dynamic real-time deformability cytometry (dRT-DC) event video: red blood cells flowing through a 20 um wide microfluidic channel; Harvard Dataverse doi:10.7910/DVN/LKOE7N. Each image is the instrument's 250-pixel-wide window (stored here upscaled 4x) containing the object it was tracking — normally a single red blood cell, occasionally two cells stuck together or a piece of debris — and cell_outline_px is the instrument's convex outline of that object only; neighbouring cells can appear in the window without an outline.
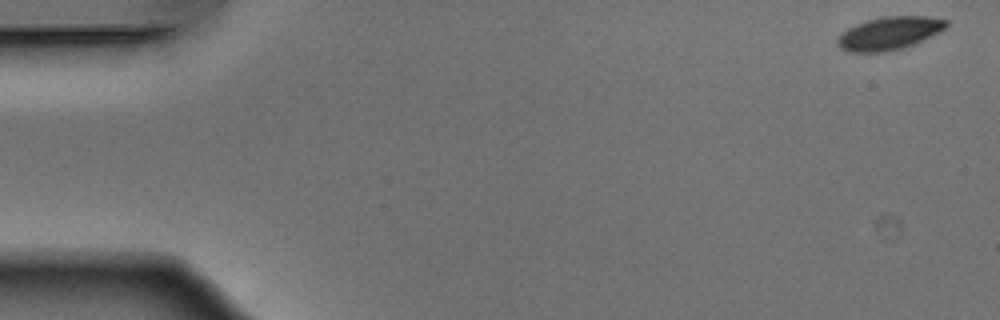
{"species": "Egyptian fruit bat (a non-hibernating species)", "species_latin": "Rousettus aegyptiacus", "temperature_condition": "warm", "stored_images_in_passage": 52, "camera_frame_rate_fps": 3000, "um_per_image_px": 0.085, "animal": {"sex": "male"}, "frame": {"image": 1, "passage_image": 1, "time_ms": 0.0, "image_size_px": [1000, 320], "cell_outline_px": [[948, 24], [944, 28], [912, 44], [900, 48], [884, 52], [848, 52], [840, 48], [836, 44], [836, 40], [848, 28], [856, 24], [868, 20], [884, 16], [928, 16], [948, 20]], "centroid_in_image_um": [75.54, 2.82], "position_along_channel_um": 9.5, "area_um2": 20.46}}
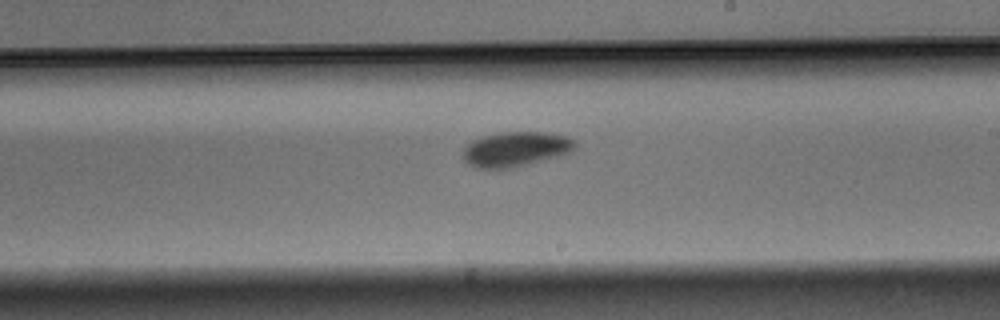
{"frame": {"image": 2, "passage_image": 30, "time_ms": 9.667, "image_size_px": [1000, 320], "cell_outline_px": [[576, 144], [572, 152], [560, 156], [528, 164], [508, 168], [476, 168], [468, 164], [464, 160], [464, 148], [472, 140], [484, 136], [504, 132], [544, 132], [568, 136], [576, 140]], "centroid_in_image_um": [43.87, 12.67], "position_along_channel_um": 245.1, "area_um2": 22.72}}
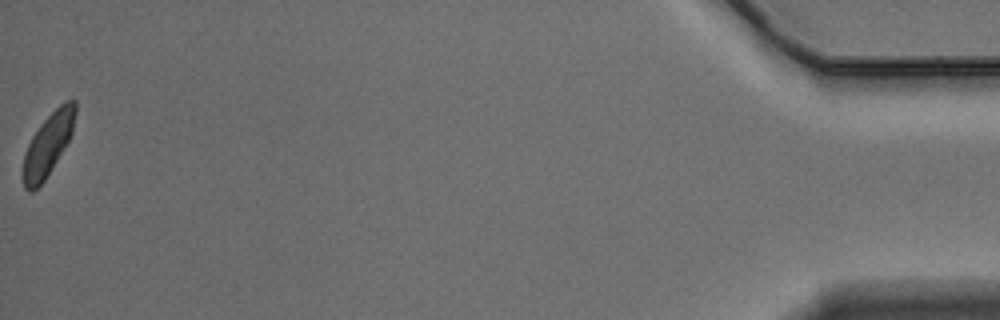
{"frame": {"image": 3, "passage_image": 52, "time_ms": 17.0, "image_size_px": [1000, 320], "cell_outline_px": [[76, 112], [72, 132], [64, 148], [44, 180], [32, 192], [28, 192], [24, 188], [20, 176], [24, 152], [32, 136], [40, 124], [64, 100], [76, 100]], "centroid_in_image_um": [4.03, 12.31], "position_along_channel_um": 431.2, "area_um2": 19.07}, "authors_computed_cell_mechanics": {"area_um2": 21.2993, "velocity_mm_per_s": 3.8548, "shape_relaxation_time_tau1_ms": 2.4069, "shape_relaxation_time_tau2_ms": null, "deformation_change_tau1": 0.0921, "deformation_change_tau2": null}}